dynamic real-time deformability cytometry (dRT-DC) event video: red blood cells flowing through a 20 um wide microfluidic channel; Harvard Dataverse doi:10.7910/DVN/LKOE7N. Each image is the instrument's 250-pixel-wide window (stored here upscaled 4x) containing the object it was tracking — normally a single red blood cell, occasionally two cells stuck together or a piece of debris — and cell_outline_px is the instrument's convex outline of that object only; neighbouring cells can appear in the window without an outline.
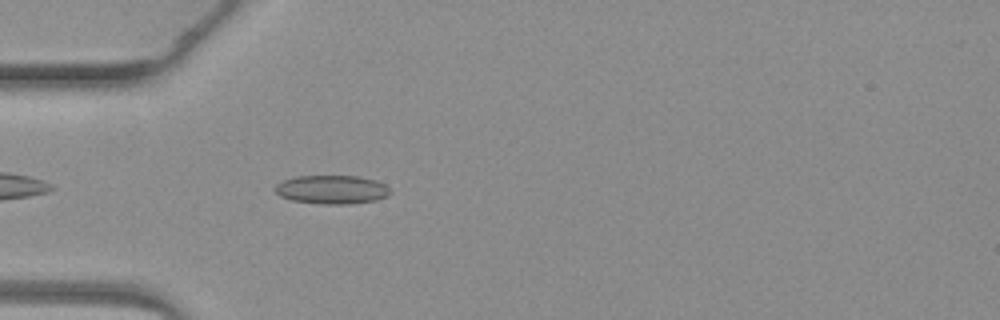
{"species": "common noctule bat (a hibernating species)", "species_latin": "Nyctalus noctula", "temperature_condition": "warm", "stored_images_in_passage": 5, "camera_frame_rate_fps": 3000, "um_per_image_px": 0.085, "animal": {"sex": "female", "body_mass_g": 19.3, "forearm_length_mm": 54.1}, "frame": {"image": 1, "passage_image": 5, "time_ms": 4.667, "image_size_px": [1000, 320], "cell_outline_px": [[392, 192], [388, 196], [376, 200], [348, 204], [324, 204], [292, 200], [280, 196], [272, 188], [276, 184], [284, 180], [296, 176], [356, 176], [376, 180], [384, 184]], "centroid_in_image_um": [28.2, 16.11], "position_along_channel_um": 56.8, "area_um2": 19.25}}